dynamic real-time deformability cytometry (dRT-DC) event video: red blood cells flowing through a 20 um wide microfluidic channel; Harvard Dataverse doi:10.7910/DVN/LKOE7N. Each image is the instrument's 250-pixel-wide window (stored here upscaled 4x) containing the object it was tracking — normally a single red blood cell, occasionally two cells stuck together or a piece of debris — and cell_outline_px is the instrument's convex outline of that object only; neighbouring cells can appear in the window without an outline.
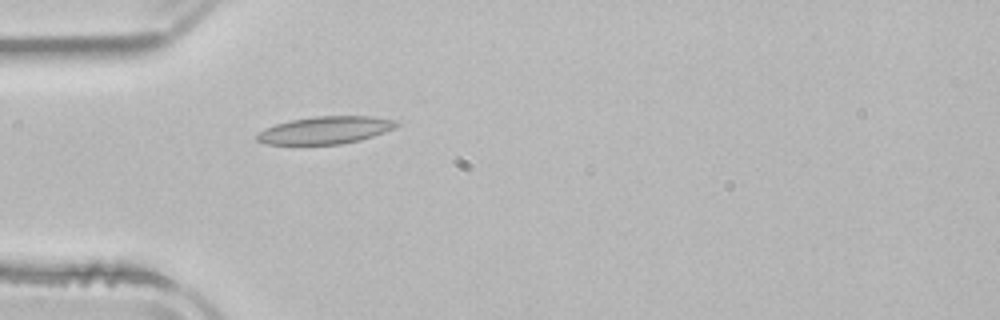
{"species": "common noctule bat (a hibernating species)", "species_latin": "Nyctalus noctula", "temperature_condition": "room temperature", "stored_images_in_passage": 3, "camera_frame_rate_fps": 3000, "um_per_image_px": 0.085, "animal": {"sex": "male", "body_mass_g": 21.5, "forearm_length_mm": 52.0}, "frame": {"image": 1, "passage_image": 3, "time_ms": 3.0, "image_size_px": [1000, 320], "cell_outline_px": [[400, 124], [396, 128], [360, 140], [340, 144], [264, 144], [256, 140], [256, 136], [260, 132], [276, 124], [292, 120], [312, 116], [372, 116], [396, 120]], "centroid_in_image_um": [27.7, 11.06], "position_along_channel_um": 57.3, "area_um2": 22.2}}